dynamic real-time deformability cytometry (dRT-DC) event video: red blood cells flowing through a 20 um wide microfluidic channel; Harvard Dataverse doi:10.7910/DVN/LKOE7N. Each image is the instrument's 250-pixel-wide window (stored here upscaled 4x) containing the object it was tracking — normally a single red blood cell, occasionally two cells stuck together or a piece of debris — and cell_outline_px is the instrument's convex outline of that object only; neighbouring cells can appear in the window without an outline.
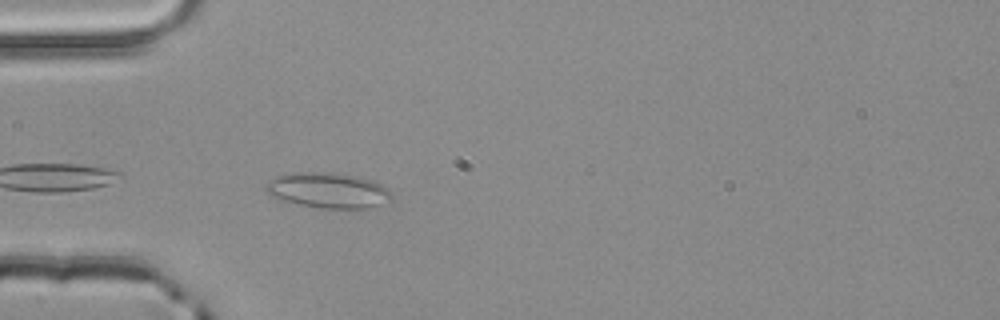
{"species": "common noctule bat (a hibernating species)", "species_latin": "Nyctalus noctula", "temperature_condition": "room temperature", "stored_images_in_passage": 3, "camera_frame_rate_fps": 3000, "um_per_image_px": 0.085, "animal": {"sex": "male", "body_mass_g": 20.4}, "frame": {"image": 1, "passage_image": 3, "time_ms": 0.667, "image_size_px": [1000, 320], "cell_outline_px": [[392, 200], [368, 208], [320, 208], [296, 204], [280, 200], [272, 196], [264, 188], [264, 184], [268, 180], [288, 172], [312, 172], [356, 176], [372, 180], [388, 188], [392, 192]], "centroid_in_image_um": [27.86, 16.19], "position_along_channel_um": 57.1, "area_um2": 25.95}}